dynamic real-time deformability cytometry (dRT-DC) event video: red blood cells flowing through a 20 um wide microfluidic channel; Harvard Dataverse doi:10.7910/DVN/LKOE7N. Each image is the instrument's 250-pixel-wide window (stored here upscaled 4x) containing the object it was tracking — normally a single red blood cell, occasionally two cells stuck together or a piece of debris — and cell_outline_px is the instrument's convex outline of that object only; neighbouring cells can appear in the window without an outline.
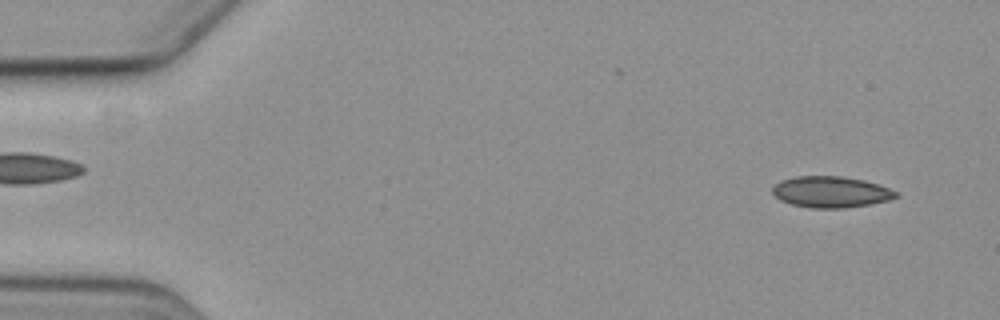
{"species": "common noctule bat (a hibernating species)", "species_latin": "Nyctalus noctula", "temperature_condition": "cold", "stored_images_in_passage": 6, "camera_frame_rate_fps": 3000, "um_per_image_px": 0.085, "animal": {"sex": "female", "body_mass_g": 19.3, "forearm_length_mm": 54.1}, "frame": {"image": 1, "passage_image": 2, "time_ms": 1.0, "image_size_px": [1000, 320], "cell_outline_px": [[900, 196], [888, 200], [868, 204], [844, 208], [812, 208], [792, 204], [780, 200], [772, 192], [772, 188], [780, 180], [796, 176], [840, 176], [864, 180], [888, 188], [896, 192]], "centroid_in_image_um": [70.6, 16.31], "position_along_channel_um": 14.4, "area_um2": 22.25}}
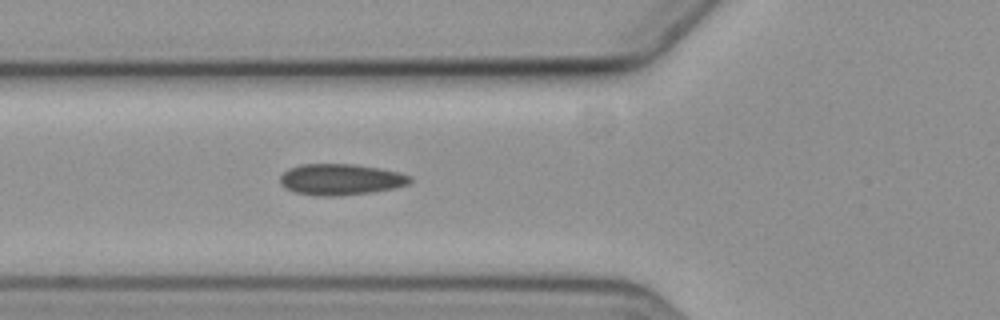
{"frame": {"image": 2, "passage_image": 6, "time_ms": 6.667, "image_size_px": [1000, 320], "cell_outline_px": [[412, 180], [408, 184], [396, 188], [372, 192], [336, 196], [320, 196], [296, 192], [280, 184], [280, 176], [288, 168], [300, 164], [356, 164], [380, 168], [400, 172], [412, 176]], "centroid_in_image_um": [28.99, 15.24], "position_along_channel_um": 96.8, "area_um2": 23.7}}